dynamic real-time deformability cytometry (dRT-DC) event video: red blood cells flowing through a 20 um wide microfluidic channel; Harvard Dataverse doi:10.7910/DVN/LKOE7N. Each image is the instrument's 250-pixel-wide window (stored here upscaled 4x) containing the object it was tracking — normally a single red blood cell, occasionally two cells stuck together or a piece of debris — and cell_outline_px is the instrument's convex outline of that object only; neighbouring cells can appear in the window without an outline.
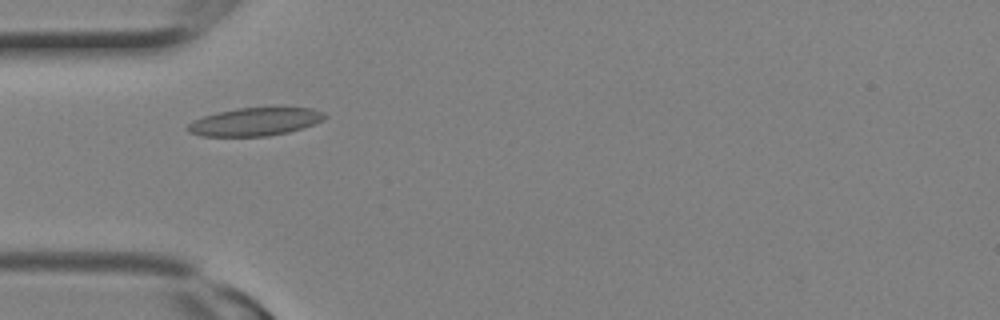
{"species": "Egyptian fruit bat (a non-hibernating species)", "species_latin": "Rousettus aegyptiacus", "temperature_condition": "room temperature", "stored_images_in_passage": 2, "camera_frame_rate_fps": 3000, "um_per_image_px": 0.085, "animal": {"sex": "female"}, "frame": {"image": 1, "passage_image": 2, "time_ms": 0.333, "image_size_px": [1000, 320], "cell_outline_px": [[328, 116], [324, 120], [304, 128], [288, 132], [268, 136], [200, 136], [188, 132], [184, 128], [192, 120], [216, 112], [236, 108], [280, 104], [312, 108], [324, 112]], "centroid_in_image_um": [21.74, 10.29], "position_along_channel_um": 63.3, "area_um2": 23.7}}